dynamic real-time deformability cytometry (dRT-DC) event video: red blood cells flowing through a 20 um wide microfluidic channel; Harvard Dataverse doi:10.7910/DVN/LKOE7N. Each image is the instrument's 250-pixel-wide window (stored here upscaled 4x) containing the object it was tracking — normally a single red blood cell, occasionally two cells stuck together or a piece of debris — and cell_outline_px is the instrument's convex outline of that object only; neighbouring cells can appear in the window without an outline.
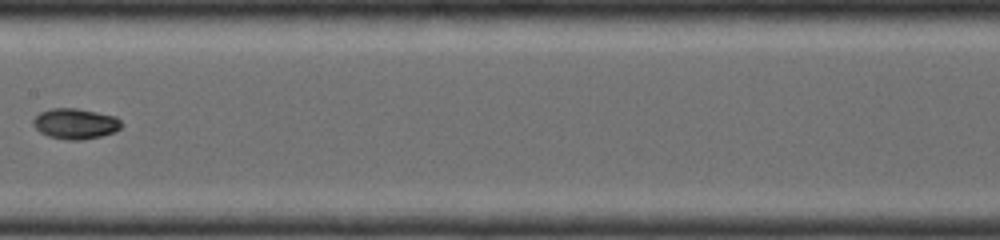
{"species": "common noctule bat (a hibernating species)", "species_latin": "Nyctalus noctula", "temperature_condition": "room temperature", "stored_images_in_passage": 11, "camera_frame_rate_fps": 4000, "um_per_image_px": 0.085, "animal": {"sex": "female", "body_mass_g": 19.0, "forearm_length_mm": 56.7}, "frame": {"image": 1, "passage_image": 8, "time_ms": 4.5, "image_size_px": [1000, 240], "cell_outline_px": [[124, 124], [116, 132], [100, 136], [80, 140], [68, 140], [48, 136], [40, 132], [32, 124], [32, 120], [40, 112], [52, 108], [76, 108], [116, 116]], "centroid_in_image_um": [6.42, 10.51], "position_along_channel_um": 201.0, "area_um2": 15.78}}